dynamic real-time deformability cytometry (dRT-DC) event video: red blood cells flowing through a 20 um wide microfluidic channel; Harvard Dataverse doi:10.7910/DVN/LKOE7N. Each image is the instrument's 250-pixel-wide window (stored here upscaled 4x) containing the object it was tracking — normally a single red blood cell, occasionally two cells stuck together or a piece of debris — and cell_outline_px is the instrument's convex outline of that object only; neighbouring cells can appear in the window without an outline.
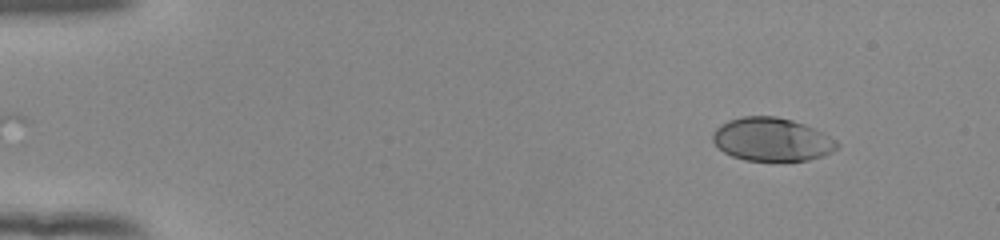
{"species": "human", "species_latin": "Homo sapiens", "temperature_condition": "room temperature", "stored_images_in_passage": 49, "camera_frame_rate_fps": 3000, "um_per_image_px": 0.085, "donor": {"sex": "female"}, "frame": {"image": 1, "passage_image": 1, "time_ms": 0.0, "image_size_px": [1000, 240], "cell_outline_px": [[840, 144], [832, 152], [824, 156], [808, 160], [744, 160], [732, 156], [724, 152], [712, 140], [712, 132], [720, 124], [728, 120], [744, 116], [776, 116], [792, 120], [804, 124], [836, 140]], "centroid_in_image_um": [65.58, 11.85], "position_along_channel_um": 19.4, "area_um2": 31.21}}
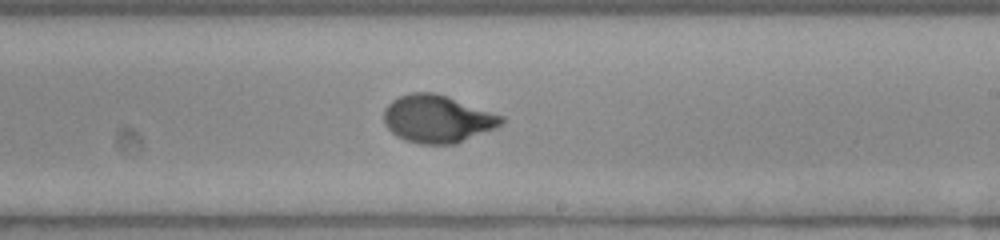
{"frame": {"image": 2, "passage_image": 28, "time_ms": 9.0, "image_size_px": [1000, 240], "cell_outline_px": [[504, 124], [496, 128], [456, 144], [420, 144], [404, 140], [396, 136], [384, 124], [384, 108], [392, 100], [408, 92], [436, 92], [448, 96], [504, 116]], "centroid_in_image_um": [37.18, 10.1], "position_along_channel_um": 251.8, "area_um2": 32.95}}
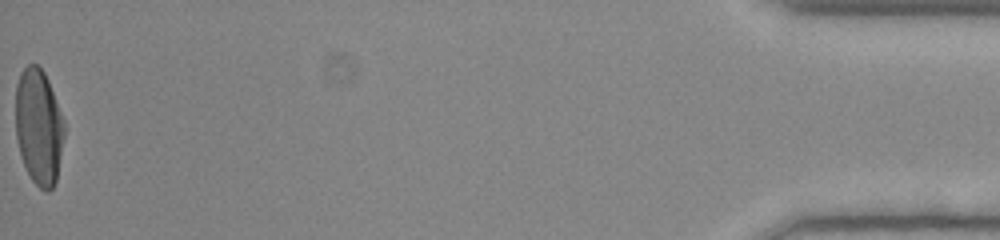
{"frame": {"image": 3, "passage_image": 49, "time_ms": 16.0, "image_size_px": [1000, 240], "cell_outline_px": [[64, 136], [56, 180], [52, 188], [48, 192], [40, 188], [32, 180], [24, 164], [20, 152], [16, 136], [16, 84], [20, 72], [28, 64], [36, 64], [44, 72], [48, 80], [64, 120]], "centroid_in_image_um": [3.29, 10.76], "position_along_channel_um": 431.9, "area_um2": 32.66}, "authors_computed_cell_mechanics": {"area_um2": 32.2524, "velocity_mm_per_s": 3.8744, "shape_relaxation_time_tau1_ms": 3.4398, "shape_relaxation_time_tau2_ms": null, "deformation_change_tau1": 0.1926, "deformation_change_tau2": null}}